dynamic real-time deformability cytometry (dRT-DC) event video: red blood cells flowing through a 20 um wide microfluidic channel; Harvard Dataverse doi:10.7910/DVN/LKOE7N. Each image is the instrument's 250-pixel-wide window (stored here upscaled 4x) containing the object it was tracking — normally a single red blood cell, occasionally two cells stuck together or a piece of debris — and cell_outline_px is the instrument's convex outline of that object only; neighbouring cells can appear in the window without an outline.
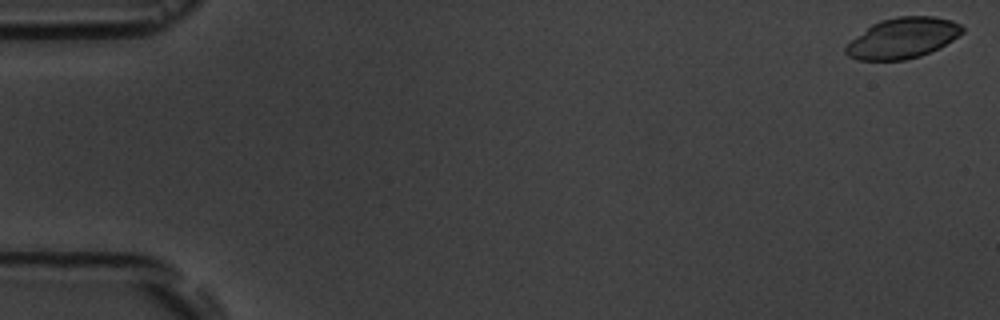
{"species": "common noctule bat (a hibernating species)", "species_latin": "Nyctalus noctula", "temperature_condition": "room temperature", "stored_images_in_passage": 4, "camera_frame_rate_fps": 3000, "um_per_image_px": 0.085, "animal": {"sex": "male", "body_mass_g": 19.5, "forearm_length_mm": 54.6}, "frame": {"image": 1, "passage_image": 1, "time_ms": 0.0, "image_size_px": [1000, 320], "cell_outline_px": [[964, 32], [940, 48], [920, 56], [904, 60], [856, 60], [848, 56], [844, 52], [844, 48], [856, 36], [872, 24], [880, 20], [896, 16], [932, 16], [952, 20], [960, 24], [964, 28]], "centroid_in_image_um": [76.74, 3.23], "position_along_channel_um": 8.3, "area_um2": 27.63}}